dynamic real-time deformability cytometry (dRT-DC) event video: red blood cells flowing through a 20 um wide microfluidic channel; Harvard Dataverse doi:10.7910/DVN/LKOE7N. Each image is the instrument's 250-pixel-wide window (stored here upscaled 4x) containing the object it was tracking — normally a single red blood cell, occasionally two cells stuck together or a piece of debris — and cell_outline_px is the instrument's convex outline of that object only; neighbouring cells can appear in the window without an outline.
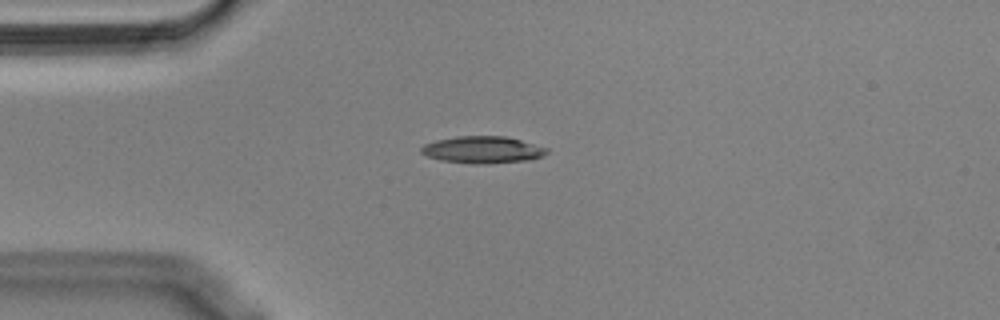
{"species": "Egyptian fruit bat (a non-hibernating species)", "species_latin": "Rousettus aegyptiacus", "temperature_condition": "cold", "stored_images_in_passage": 42, "camera_frame_rate_fps": 3000, "um_per_image_px": 0.085, "animal": {"sex": "male"}, "frame": {"image": 1, "passage_image": 1, "time_ms": 0.0, "image_size_px": [1000, 320], "cell_outline_px": [[548, 152], [540, 156], [528, 160], [476, 164], [440, 160], [428, 156], [420, 152], [420, 148], [424, 144], [436, 140], [456, 136], [504, 136], [520, 140], [548, 148]], "centroid_in_image_um": [40.98, 12.72], "position_along_channel_um": 44.0, "area_um2": 19.48}}
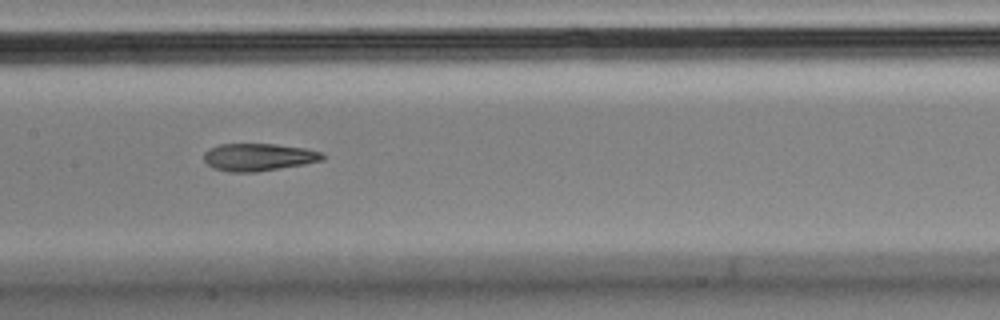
{"frame": {"image": 2, "passage_image": 14, "time_ms": 4.333, "image_size_px": [1000, 320], "cell_outline_px": [[324, 160], [304, 164], [256, 172], [228, 172], [212, 168], [204, 160], [204, 152], [220, 144], [276, 144], [304, 148], [320, 152], [324, 156]], "centroid_in_image_um": [21.96, 13.36], "position_along_channel_um": 185.4, "area_um2": 18.9}}
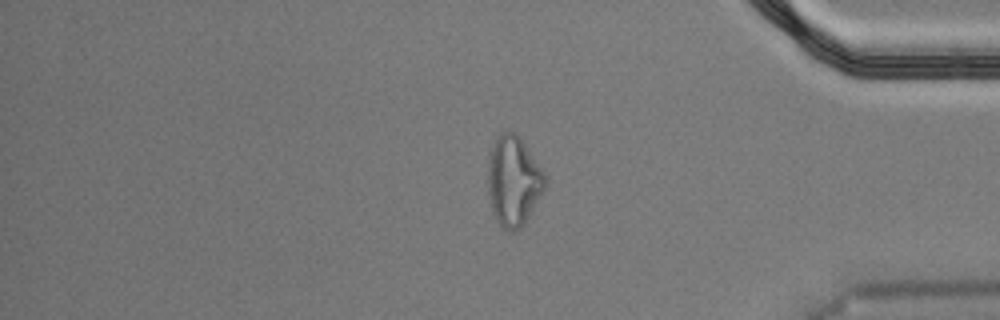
{"frame": {"image": 3, "passage_image": 33, "time_ms": 10.667, "image_size_px": [1000, 320], "cell_outline_px": [[544, 188], [528, 216], [520, 228], [512, 232], [504, 228], [496, 220], [492, 208], [488, 192], [488, 152], [496, 136], [500, 132], [516, 132], [544, 172]], "centroid_in_image_um": [43.6, 15.33], "position_along_channel_um": 391.6, "area_um2": 29.48}, "authors_computed_cell_mechanics": {"area_um2": 19.9121, "velocity_mm_per_s": 3.6364, "shape_relaxation_time_tau1_ms": null, "shape_relaxation_time_tau2_ms": 5.2455, "deformation_change_tau1": null, "deformation_change_tau2": 0.14}}